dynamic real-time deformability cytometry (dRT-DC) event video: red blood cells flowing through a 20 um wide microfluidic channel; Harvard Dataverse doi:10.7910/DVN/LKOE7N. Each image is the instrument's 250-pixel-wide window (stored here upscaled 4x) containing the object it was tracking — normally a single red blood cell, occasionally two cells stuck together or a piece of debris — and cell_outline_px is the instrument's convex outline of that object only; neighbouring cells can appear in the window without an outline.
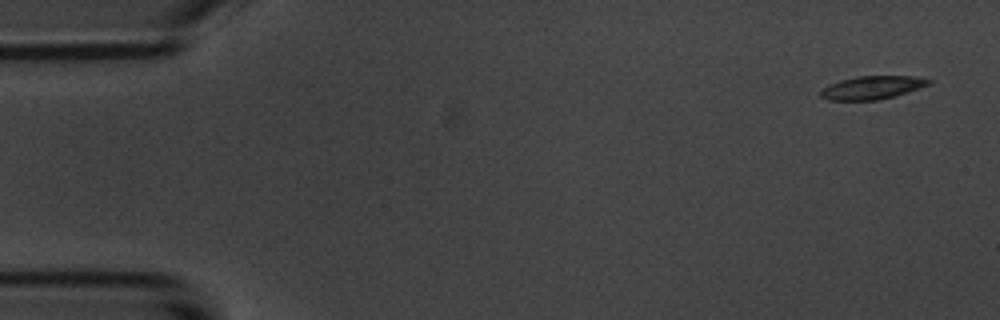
{"species": "common noctule bat (a hibernating species)", "species_latin": "Nyctalus noctula", "temperature_condition": "room temperature", "stored_images_in_passage": 5, "camera_frame_rate_fps": 3000, "um_per_image_px": 0.085, "animal": {"sex": "male", "body_mass_g": 20.1, "forearm_length_mm": 53.5}, "frame": {"image": 1, "passage_image": 1, "time_ms": 0.0, "image_size_px": [1000, 320], "cell_outline_px": [[932, 84], [896, 96], [880, 100], [828, 100], [820, 96], [820, 92], [828, 84], [840, 80], [856, 76], [912, 76], [932, 80]], "centroid_in_image_um": [74.15, 7.44], "position_along_channel_um": 10.9, "area_um2": 14.74}}
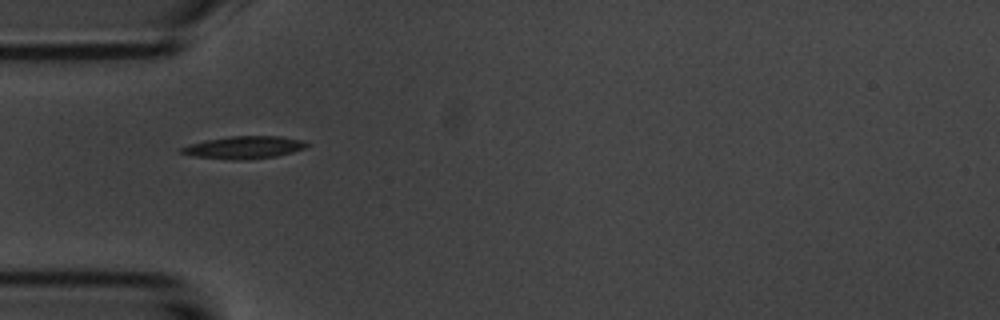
{"frame": {"image": 2, "passage_image": 5, "time_ms": 4.667, "image_size_px": [1000, 320], "cell_outline_px": [[308, 144], [304, 148], [292, 152], [276, 156], [248, 160], [232, 160], [192, 156], [180, 152], [180, 148], [188, 144], [204, 140], [228, 136], [280, 136], [304, 140]], "centroid_in_image_um": [20.71, 12.53], "position_along_channel_um": 64.3, "area_um2": 16.59}}